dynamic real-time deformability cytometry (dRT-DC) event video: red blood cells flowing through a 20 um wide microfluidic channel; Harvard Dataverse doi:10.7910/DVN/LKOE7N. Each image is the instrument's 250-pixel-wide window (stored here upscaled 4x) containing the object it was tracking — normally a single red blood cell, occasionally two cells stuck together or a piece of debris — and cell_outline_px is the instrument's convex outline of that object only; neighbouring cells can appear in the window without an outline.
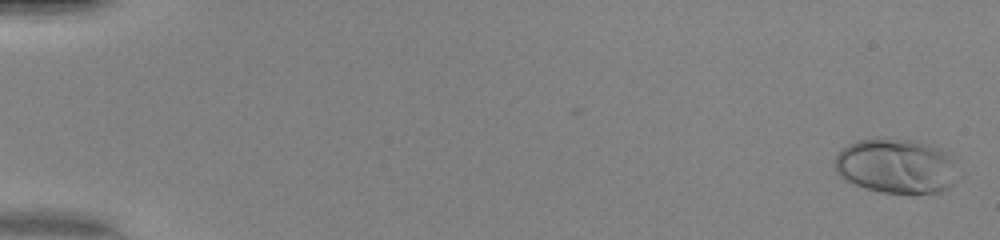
{"species": "human", "species_latin": "Homo sapiens", "temperature_condition": "warm", "stored_images_in_passage": 50, "camera_frame_rate_fps": 3000, "um_per_image_px": 0.085, "donor": {"sex": "female"}, "frame": {"image": 1, "passage_image": 1, "time_ms": 0.0, "image_size_px": [1000, 240], "cell_outline_px": [[956, 180], [948, 188], [940, 192], [880, 192], [864, 188], [844, 180], [836, 172], [836, 156], [848, 144], [856, 140], [876, 136], [916, 140], [932, 144], [940, 148], [952, 160]], "centroid_in_image_um": [76.13, 14.07], "position_along_channel_um": 8.9, "area_um2": 39.42}}
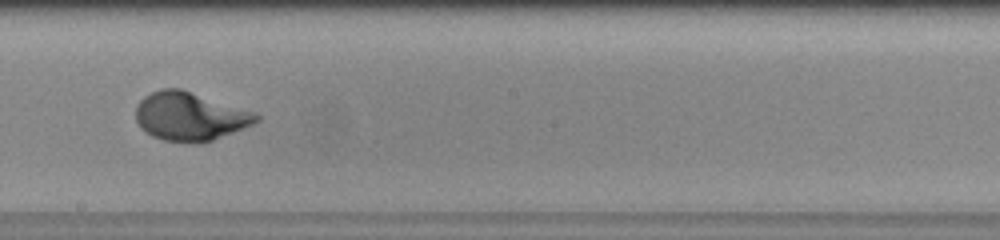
{"frame": {"image": 2, "passage_image": 30, "time_ms": 9.667, "image_size_px": [1000, 240], "cell_outline_px": [[260, 120], [252, 124], [212, 140], [200, 144], [196, 144], [164, 140], [152, 136], [144, 132], [140, 128], [136, 120], [136, 104], [144, 96], [160, 88], [180, 88], [256, 112], [260, 116]], "centroid_in_image_um": [16.11, 9.89], "position_along_channel_um": 232.1, "area_um2": 34.22}}
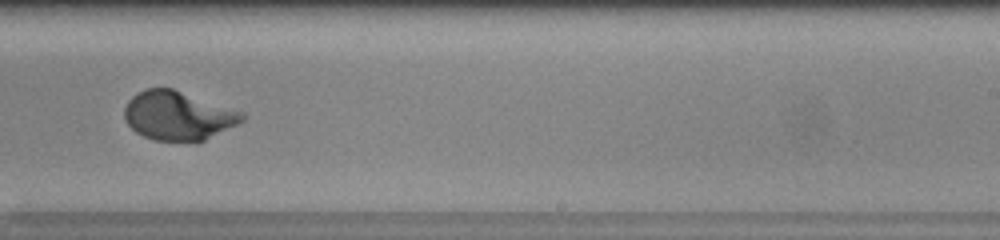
{"frame": {"image": 3, "passage_image": 33, "time_ms": 10.667, "image_size_px": [1000, 240], "cell_outline_px": [[248, 116], [244, 120], [204, 140], [152, 140], [136, 132], [124, 120], [124, 108], [128, 100], [136, 92], [144, 88], [172, 88], [244, 112]], "centroid_in_image_um": [15.11, 9.8], "position_along_channel_um": 273.9, "area_um2": 33.35}, "authors_computed_cell_mechanics": {"area_um2": 33.5818, "velocity_mm_per_s": 4.1969, "shape_relaxation_time_tau1_ms": 2.9296, "shape_relaxation_time_tau2_ms": null, "deformation_change_tau1": 0.2217, "deformation_change_tau2": null}}